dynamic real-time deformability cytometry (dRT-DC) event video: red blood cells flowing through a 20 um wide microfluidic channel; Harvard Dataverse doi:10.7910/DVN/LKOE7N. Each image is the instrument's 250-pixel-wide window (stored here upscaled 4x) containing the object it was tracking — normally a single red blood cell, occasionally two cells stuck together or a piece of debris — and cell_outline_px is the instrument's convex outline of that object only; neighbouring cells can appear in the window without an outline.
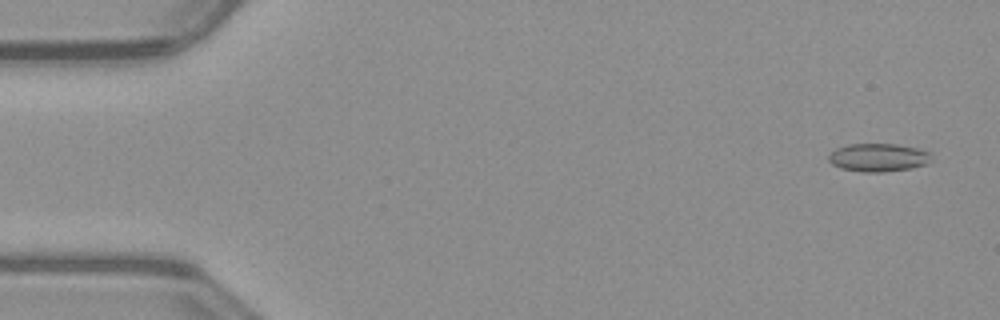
{"species": "common noctule bat (a hibernating species)", "species_latin": "Nyctalus noctula", "temperature_condition": "warm", "stored_images_in_passage": 52, "camera_frame_rate_fps": 3000, "um_per_image_px": 0.085, "animal": {"sex": "male", "body_mass_g": 23.1, "forearm_length_mm": 52.7}, "frame": {"image": 1, "passage_image": 3, "time_ms": 0.667, "image_size_px": [1000, 320], "cell_outline_px": [[932, 160], [928, 164], [912, 168], [884, 172], [864, 172], [840, 168], [832, 164], [828, 160], [828, 156], [836, 148], [848, 144], [896, 144], [916, 148], [932, 152]], "centroid_in_image_um": [74.69, 13.39], "position_along_channel_um": 10.3, "area_um2": 17.05}}
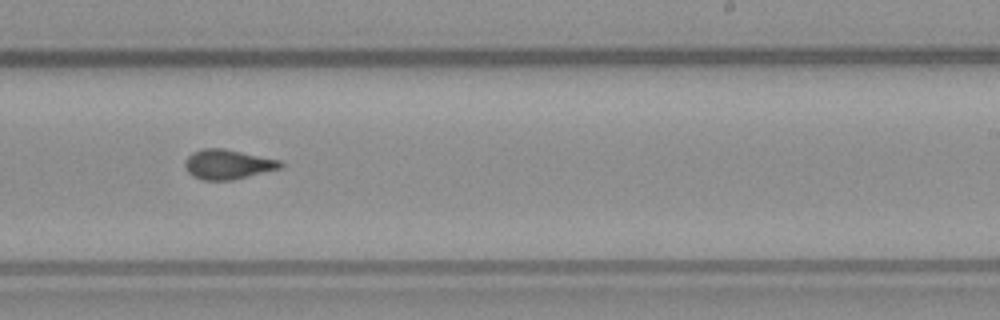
{"frame": {"image": 2, "passage_image": 32, "time_ms": 10.333, "image_size_px": [1000, 320], "cell_outline_px": [[284, 164], [280, 168], [232, 180], [204, 180], [192, 176], [188, 172], [184, 164], [188, 156], [192, 152], [200, 148], [224, 148], [280, 160]], "centroid_in_image_um": [19.33, 13.96], "position_along_channel_um": 269.7, "area_um2": 16.47}}
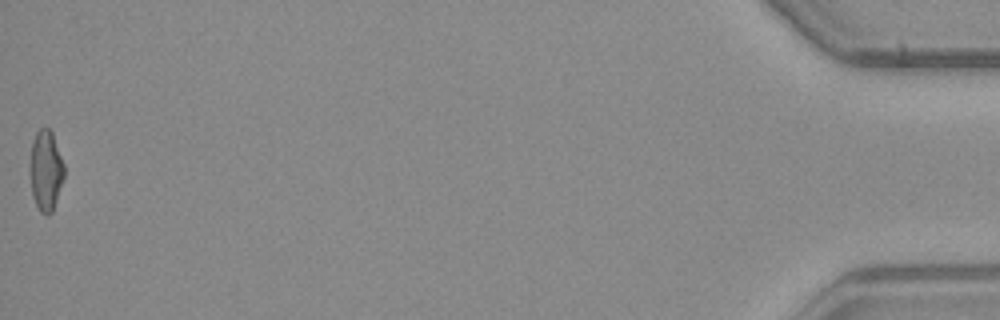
{"frame": {"image": 3, "passage_image": 52, "time_ms": 17.0, "image_size_px": [1000, 320], "cell_outline_px": [[64, 176], [52, 212], [48, 216], [40, 212], [32, 196], [28, 172], [28, 164], [32, 140], [36, 132], [40, 128], [48, 128], [52, 132], [64, 164]], "centroid_in_image_um": [3.85, 14.49], "position_along_channel_um": 431.4, "area_um2": 16.42}, "authors_computed_cell_mechanics": {"area_um2": 16.3574, "velocity_mm_per_s": 4.0326, "shape_relaxation_time_tau1_ms": null, "shape_relaxation_time_tau2_ms": 1.3466, "deformation_change_tau1": null, "deformation_change_tau2": 0.0635}}